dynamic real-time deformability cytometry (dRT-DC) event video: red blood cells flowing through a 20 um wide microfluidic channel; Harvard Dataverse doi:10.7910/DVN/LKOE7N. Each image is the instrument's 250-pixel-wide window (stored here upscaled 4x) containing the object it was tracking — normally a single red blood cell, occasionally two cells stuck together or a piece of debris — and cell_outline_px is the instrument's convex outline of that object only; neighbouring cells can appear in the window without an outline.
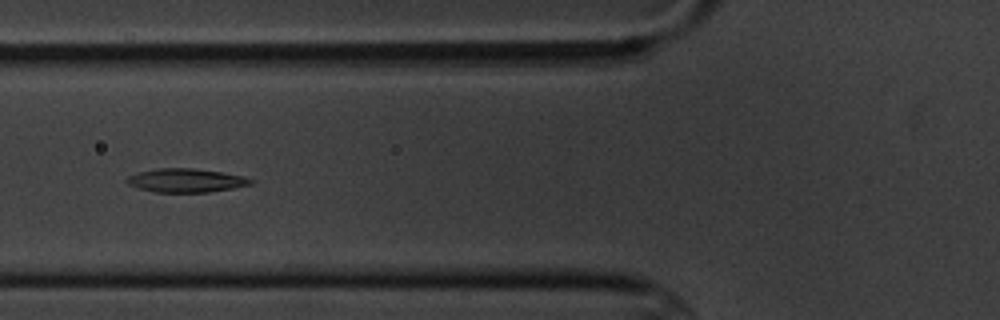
{"species": "common noctule bat (a hibernating species)", "species_latin": "Nyctalus noctula", "temperature_condition": "cold", "stored_images_in_passage": 10, "camera_frame_rate_fps": 3000, "um_per_image_px": 0.085, "animal": {"sex": "male", "body_mass_g": 20.1, "forearm_length_mm": 53.5}, "frame": {"image": 1, "passage_image": 5, "time_ms": 4.333, "image_size_px": [1000, 320], "cell_outline_px": [[252, 184], [232, 188], [208, 192], [156, 192], [140, 188], [128, 184], [124, 180], [128, 176], [140, 172], [156, 168], [192, 168], [220, 172], [244, 176], [252, 180]], "centroid_in_image_um": [15.78, 15.33], "position_along_channel_um": 110.0, "area_um2": 16.88}}
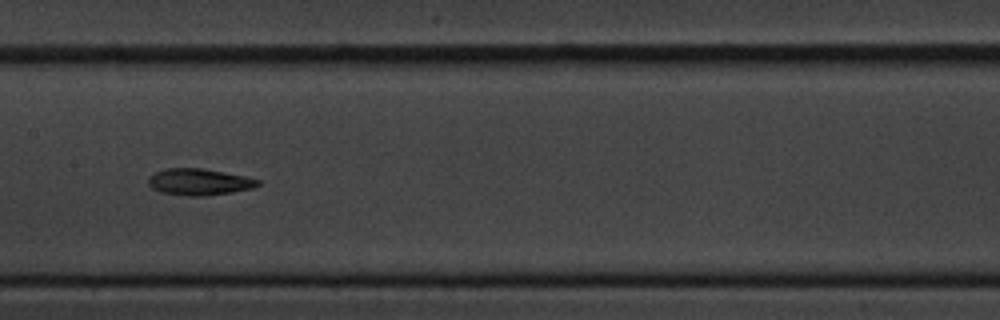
{"frame": {"image": 2, "passage_image": 7, "time_ms": 6.667, "image_size_px": [1000, 320], "cell_outline_px": [[260, 184], [252, 188], [232, 192], [204, 196], [188, 196], [160, 192], [152, 188], [148, 184], [148, 176], [156, 172], [168, 168], [200, 168], [244, 176], [260, 180]], "centroid_in_image_um": [16.9, 15.47], "position_along_channel_um": 190.5, "area_um2": 16.82}}
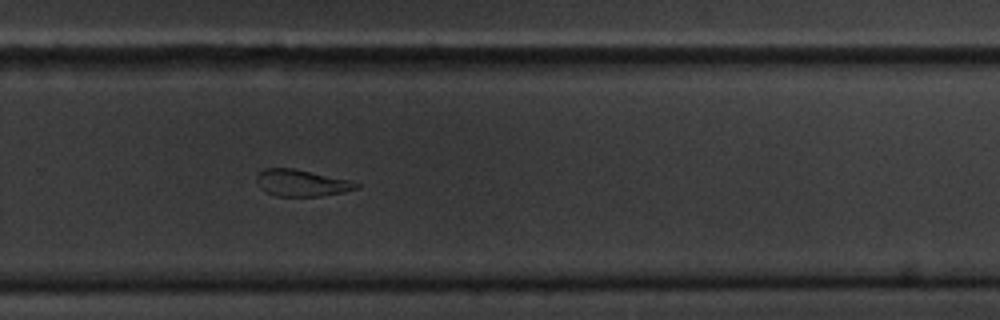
{"frame": {"image": 3, "passage_image": 10, "time_ms": 10.0, "image_size_px": [1000, 320], "cell_outline_px": [[360, 188], [344, 192], [320, 196], [276, 196], [260, 188], [256, 184], [256, 176], [264, 168], [292, 168], [348, 180], [360, 184]], "centroid_in_image_um": [25.61, 15.56], "position_along_channel_um": 304.2, "area_um2": 15.37}}